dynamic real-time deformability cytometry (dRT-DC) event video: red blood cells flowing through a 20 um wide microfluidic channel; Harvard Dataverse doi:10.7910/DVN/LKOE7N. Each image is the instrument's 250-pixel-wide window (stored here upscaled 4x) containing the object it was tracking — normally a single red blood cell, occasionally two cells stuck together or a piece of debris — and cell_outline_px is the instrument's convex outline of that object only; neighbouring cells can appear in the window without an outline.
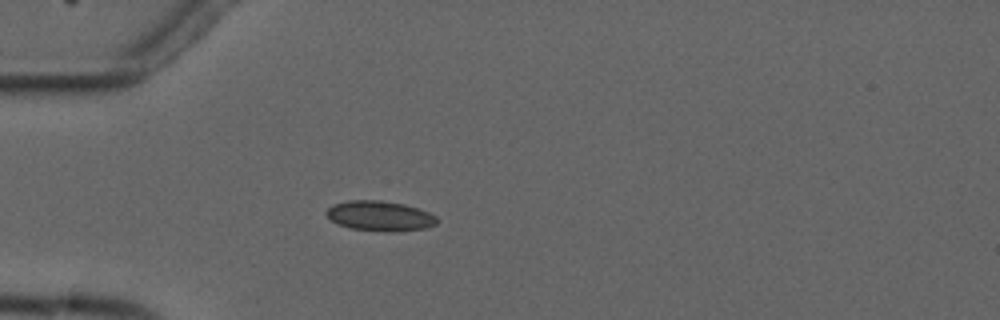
{"species": "common noctule bat (a hibernating species)", "species_latin": "Nyctalus noctula", "temperature_condition": "cold", "stored_images_in_passage": 5, "camera_frame_rate_fps": 3000, "um_per_image_px": 0.085, "animal": {"sex": "male", "forearm_length_mm": 52.5}, "frame": {"image": 1, "passage_image": 4, "time_ms": 4.0, "image_size_px": [1000, 320], "cell_outline_px": [[436, 224], [424, 228], [392, 232], [384, 232], [352, 228], [340, 224], [332, 220], [324, 212], [332, 204], [348, 200], [380, 200], [404, 204], [428, 212], [436, 216]], "centroid_in_image_um": [32.26, 18.35], "position_along_channel_um": 52.7, "area_um2": 19.19}}